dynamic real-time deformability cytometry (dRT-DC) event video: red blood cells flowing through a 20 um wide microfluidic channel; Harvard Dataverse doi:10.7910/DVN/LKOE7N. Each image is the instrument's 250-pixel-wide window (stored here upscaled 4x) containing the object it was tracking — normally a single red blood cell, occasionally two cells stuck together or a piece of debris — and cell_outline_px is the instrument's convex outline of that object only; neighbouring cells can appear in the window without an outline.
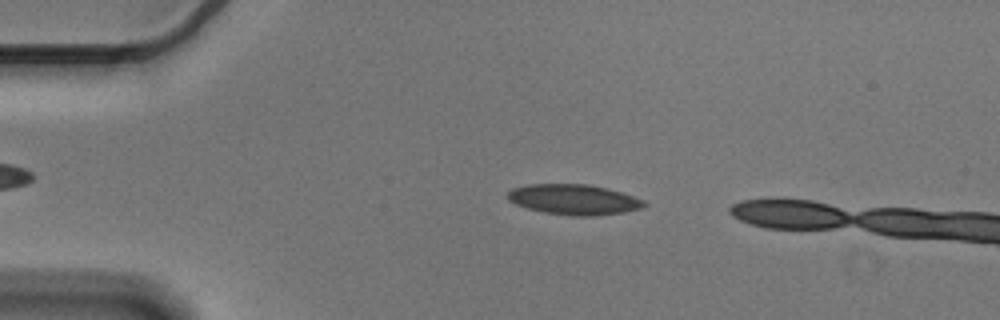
{"species": "Egyptian fruit bat (a non-hibernating species)", "species_latin": "Rousettus aegyptiacus", "temperature_condition": "cold", "stored_images_in_passage": 13, "camera_frame_rate_fps": 3000, "um_per_image_px": 0.085, "animal": {"sex": "male"}, "frame": {"image": 1, "passage_image": 10, "time_ms": 3.0, "image_size_px": [1000, 320], "cell_outline_px": [[648, 204], [644, 208], [624, 212], [596, 216], [572, 216], [544, 212], [528, 208], [516, 204], [508, 200], [508, 192], [512, 188], [528, 184], [588, 184], [608, 188], [644, 200]], "centroid_in_image_um": [48.81, 16.96], "position_along_channel_um": 36.2, "area_um2": 24.22}}